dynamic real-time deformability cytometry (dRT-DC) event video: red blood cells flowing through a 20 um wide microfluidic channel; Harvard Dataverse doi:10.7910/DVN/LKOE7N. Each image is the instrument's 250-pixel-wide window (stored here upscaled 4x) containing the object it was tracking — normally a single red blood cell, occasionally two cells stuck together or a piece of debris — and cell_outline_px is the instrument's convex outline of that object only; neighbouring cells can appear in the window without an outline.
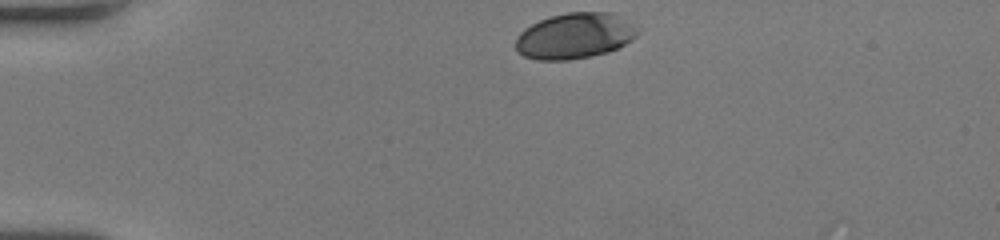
{"species": "human", "species_latin": "Homo sapiens", "temperature_condition": "room temperature", "stored_images_in_passage": 33, "camera_frame_rate_fps": 3000, "um_per_image_px": 0.085, "donor": {"sex": "female"}, "frame": {"image": 1, "passage_image": 1, "time_ms": 0.0, "image_size_px": [1000, 240], "cell_outline_px": [[640, 32], [632, 40], [608, 52], [568, 60], [536, 60], [524, 56], [516, 48], [516, 36], [524, 28], [540, 20], [552, 16], [568, 12], [612, 12], [632, 24]], "centroid_in_image_um": [48.84, 3.05], "position_along_channel_um": 36.2, "area_um2": 32.31}}
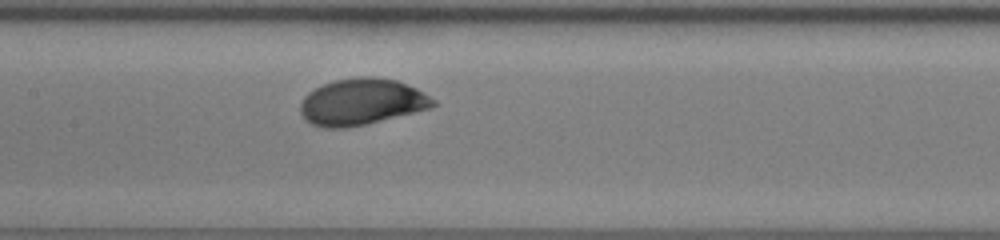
{"frame": {"image": 2, "passage_image": 16, "time_ms": 5.0, "image_size_px": [1000, 240], "cell_outline_px": [[436, 104], [432, 108], [364, 124], [344, 128], [324, 128], [312, 124], [300, 112], [300, 104], [304, 96], [308, 92], [324, 84], [336, 80], [360, 76], [376, 76], [396, 80], [416, 88], [424, 92], [436, 100]], "centroid_in_image_um": [30.76, 8.65], "position_along_channel_um": 176.6, "area_um2": 35.78}}
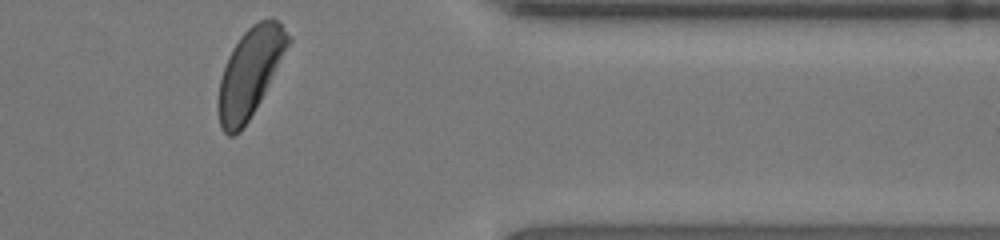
{"frame": {"image": 3, "passage_image": 33, "time_ms": 10.667, "image_size_px": [1000, 240], "cell_outline_px": [[292, 40], [260, 100], [248, 120], [240, 132], [232, 136], [228, 136], [220, 128], [216, 108], [216, 104], [220, 80], [228, 56], [232, 48], [240, 36], [252, 24], [260, 20], [276, 20], [292, 36]], "centroid_in_image_um": [21.21, 6.19], "position_along_channel_um": 390.2, "area_um2": 35.78}, "authors_computed_cell_mechanics": {"area_um2": 34.8534, "velocity_mm_per_s": 4.0143, "shape_relaxation_time_tau1_ms": 3.1193, "shape_relaxation_time_tau2_ms": null, "deformation_change_tau1": 0.1456, "deformation_change_tau2": null}}